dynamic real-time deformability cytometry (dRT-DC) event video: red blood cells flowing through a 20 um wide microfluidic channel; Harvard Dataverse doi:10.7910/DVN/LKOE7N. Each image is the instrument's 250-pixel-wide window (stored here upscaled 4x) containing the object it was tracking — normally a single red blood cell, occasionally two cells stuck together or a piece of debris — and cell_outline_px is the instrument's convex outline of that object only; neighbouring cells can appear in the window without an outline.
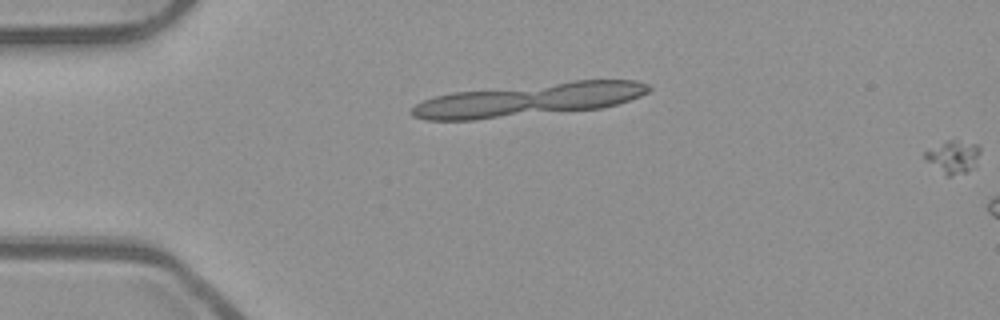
{"species": "common noctule bat (a hibernating species)", "species_latin": "Nyctalus noctula", "temperature_condition": "room temperature", "stored_images_in_passage": 5, "camera_frame_rate_fps": 3000, "um_per_image_px": 0.085, "animal": {"sex": "male", "body_mass_g": 23.1, "forearm_length_mm": 52.7}, "frame": {"image": 1, "passage_image": 5, "time_ms": 1.333, "image_size_px": [1000, 320], "cell_outline_px": [[980, 152], [976, 168], [968, 172], [952, 176], [948, 176], [924, 160], [924, 152], [948, 140], [952, 140], [976, 144], [980, 148]], "centroid_in_image_um": [81.05, 13.37], "position_along_channel_um": 3.9, "area_um2": 10.58}}